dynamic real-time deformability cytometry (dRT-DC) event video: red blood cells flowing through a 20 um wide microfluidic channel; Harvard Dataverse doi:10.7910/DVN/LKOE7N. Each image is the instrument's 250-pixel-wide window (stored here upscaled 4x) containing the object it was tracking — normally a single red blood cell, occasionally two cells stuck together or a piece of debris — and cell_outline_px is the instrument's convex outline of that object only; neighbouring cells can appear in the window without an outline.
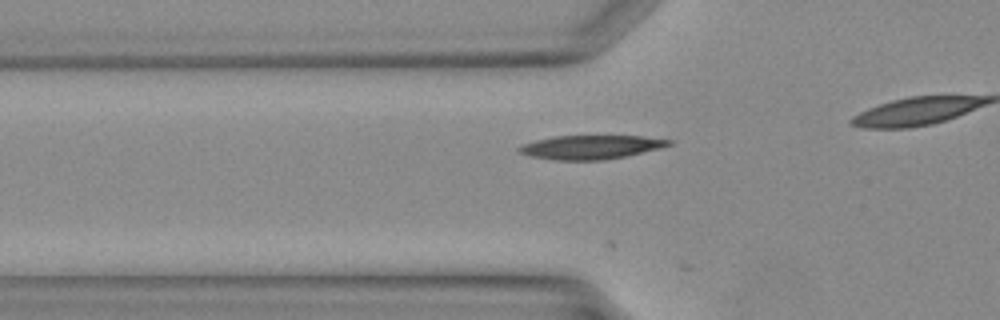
{"species": "Egyptian fruit bat (a non-hibernating species)", "species_latin": "Rousettus aegyptiacus", "temperature_condition": "warm", "stored_images_in_passage": 11, "camera_frame_rate_fps": 3000, "um_per_image_px": 0.085, "animal": {"sex": "female"}, "frame": {"image": 1, "passage_image": 2, "time_ms": 0.333, "image_size_px": [1000, 320], "cell_outline_px": [[672, 144], [660, 148], [624, 156], [604, 160], [552, 160], [532, 156], [520, 152], [516, 148], [524, 144], [536, 140], [552, 136], [640, 136], [672, 140]], "centroid_in_image_um": [50.2, 12.5], "position_along_channel_um": 75.6, "area_um2": 20.58}}